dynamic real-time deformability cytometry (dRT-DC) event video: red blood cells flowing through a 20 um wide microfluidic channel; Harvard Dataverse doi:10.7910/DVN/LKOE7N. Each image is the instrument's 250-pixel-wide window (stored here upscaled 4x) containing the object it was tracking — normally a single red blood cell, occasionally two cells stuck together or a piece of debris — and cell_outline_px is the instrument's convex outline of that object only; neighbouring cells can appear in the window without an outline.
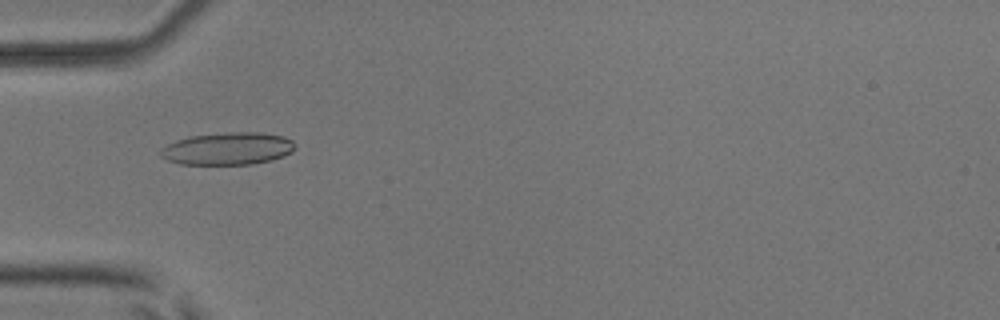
{"species": "common noctule bat (a hibernating species)", "species_latin": "Nyctalus noctula", "temperature_condition": "room temperature", "stored_images_in_passage": 8, "camera_frame_rate_fps": 3000, "um_per_image_px": 0.085, "animal": {"sex": "male", "body_mass_g": 17.9, "forearm_length_mm": 54.2}, "frame": {"image": 1, "passage_image": 5, "time_ms": 1.333, "image_size_px": [1000, 320], "cell_outline_px": [[296, 148], [292, 152], [284, 156], [272, 160], [252, 164], [180, 164], [168, 160], [160, 156], [160, 148], [176, 140], [188, 136], [228, 132], [256, 132], [284, 136], [292, 140], [296, 144]], "centroid_in_image_um": [19.38, 12.63], "position_along_channel_um": 65.6, "area_um2": 25.61}}
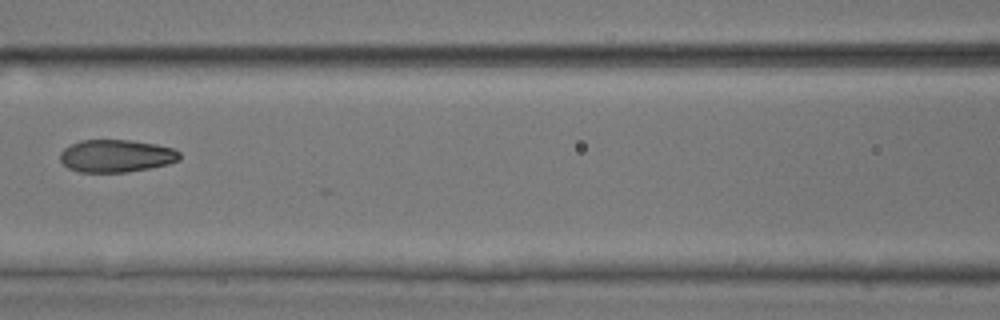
{"frame": {"image": 2, "passage_image": 7, "time_ms": 2.0, "image_size_px": [1000, 320], "cell_outline_px": [[180, 160], [168, 164], [128, 172], [80, 172], [68, 168], [60, 160], [60, 152], [64, 148], [80, 140], [128, 140], [156, 144], [172, 148], [180, 152]], "centroid_in_image_um": [9.87, 13.25], "position_along_channel_um": 156.7, "area_um2": 22.66}}
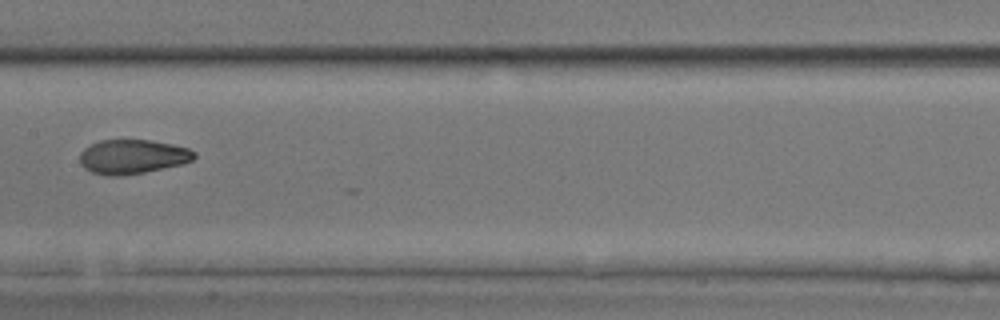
{"frame": {"image": 3, "passage_image": 8, "time_ms": 2.333, "image_size_px": [1000, 320], "cell_outline_px": [[196, 156], [192, 160], [180, 164], [144, 172], [120, 176], [108, 176], [92, 172], [84, 168], [80, 164], [80, 152], [84, 148], [100, 140], [148, 140], [172, 144], [188, 148], [196, 152]], "centroid_in_image_um": [11.24, 13.32], "position_along_channel_um": 196.2, "area_um2": 22.77}}